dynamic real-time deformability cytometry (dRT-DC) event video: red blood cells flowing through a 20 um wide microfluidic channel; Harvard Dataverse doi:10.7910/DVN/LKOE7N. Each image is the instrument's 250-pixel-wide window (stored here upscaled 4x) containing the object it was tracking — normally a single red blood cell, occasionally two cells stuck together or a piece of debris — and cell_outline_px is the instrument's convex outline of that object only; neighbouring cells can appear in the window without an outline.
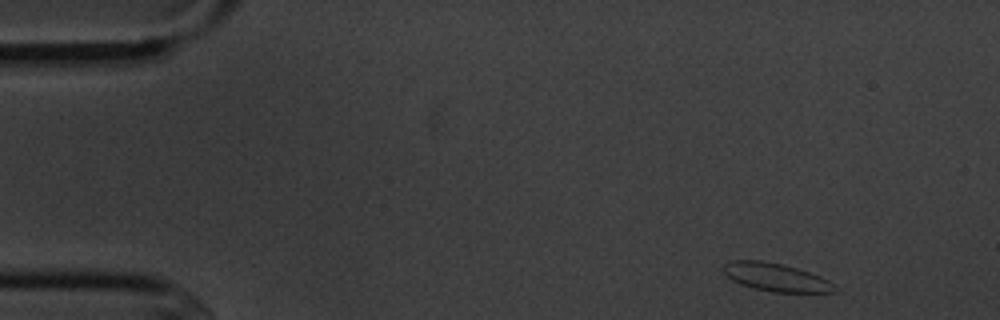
{"species": "common noctule bat (a hibernating species)", "species_latin": "Nyctalus noctula", "temperature_condition": "cold", "stored_images_in_passage": 5, "camera_frame_rate_fps": 3000, "um_per_image_px": 0.085, "animal": {"sex": "male", "body_mass_g": 20.1, "forearm_length_mm": 53.5}, "frame": {"image": 1, "passage_image": 1, "time_ms": 0.0, "image_size_px": [1000, 320], "cell_outline_px": [[840, 288], [836, 292], [772, 292], [752, 288], [740, 284], [732, 280], [720, 268], [724, 264], [732, 260], [760, 260], [780, 264], [796, 268], [820, 276], [828, 280]], "centroid_in_image_um": [65.94, 23.57], "position_along_channel_um": 19.1, "area_um2": 18.26}}
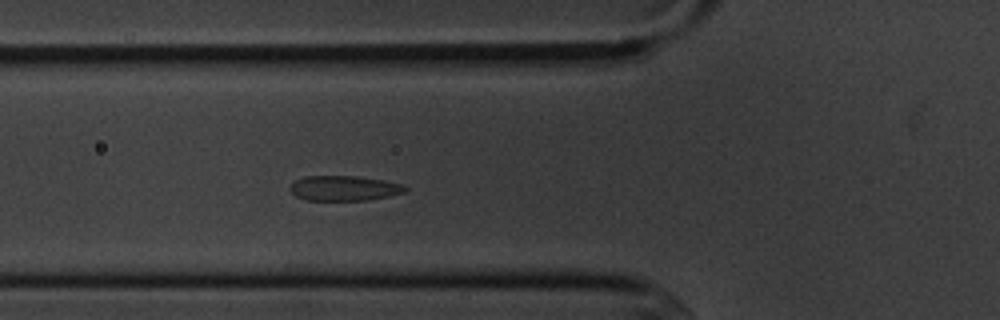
{"frame": {"image": 2, "passage_image": 5, "time_ms": 4.667, "image_size_px": [1000, 320], "cell_outline_px": [[408, 188], [404, 192], [388, 196], [364, 200], [304, 200], [296, 196], [288, 188], [296, 180], [304, 176], [352, 176], [384, 180], [404, 184]], "centroid_in_image_um": [29.24, 15.99], "position_along_channel_um": 96.6, "area_um2": 16.7}}